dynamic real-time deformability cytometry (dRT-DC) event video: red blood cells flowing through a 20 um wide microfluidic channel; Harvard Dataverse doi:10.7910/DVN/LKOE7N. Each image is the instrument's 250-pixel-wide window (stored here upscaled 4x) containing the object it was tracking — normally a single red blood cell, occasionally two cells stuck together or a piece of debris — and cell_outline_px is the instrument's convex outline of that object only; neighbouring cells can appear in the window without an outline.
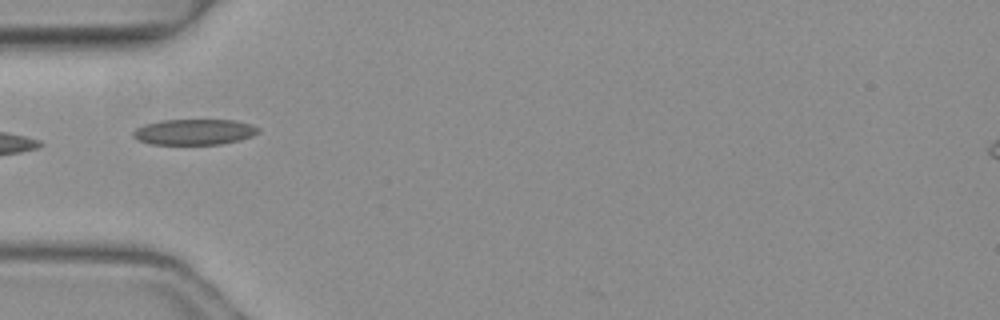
{"species": "common noctule bat (a hibernating species)", "species_latin": "Nyctalus noctula", "temperature_condition": "warm", "stored_images_in_passage": 6, "camera_frame_rate_fps": 3000, "um_per_image_px": 0.085, "animal": {"sex": "female", "body_mass_g": 19.3, "forearm_length_mm": 54.1}, "frame": {"image": 1, "passage_image": 5, "time_ms": 1.333, "image_size_px": [1000, 320], "cell_outline_px": [[260, 132], [252, 136], [240, 140], [220, 144], [152, 144], [140, 140], [132, 136], [132, 132], [136, 128], [144, 124], [160, 120], [236, 120], [252, 124], [260, 128]], "centroid_in_image_um": [16.54, 11.2], "position_along_channel_um": 68.5, "area_um2": 18.84}}
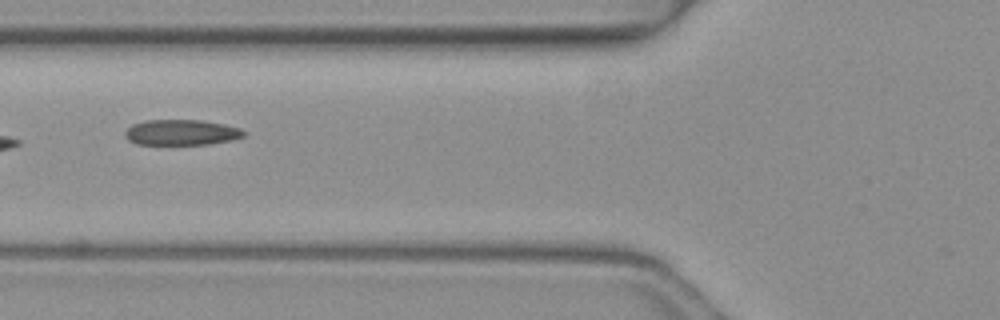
{"frame": {"image": 2, "passage_image": 6, "time_ms": 1.667, "image_size_px": [1000, 320], "cell_outline_px": [[244, 136], [232, 140], [208, 144], [136, 144], [128, 140], [124, 136], [124, 132], [132, 124], [144, 120], [200, 120], [224, 124], [240, 128], [244, 132]], "centroid_in_image_um": [15.38, 11.25], "position_along_channel_um": 110.4, "area_um2": 17.69}}